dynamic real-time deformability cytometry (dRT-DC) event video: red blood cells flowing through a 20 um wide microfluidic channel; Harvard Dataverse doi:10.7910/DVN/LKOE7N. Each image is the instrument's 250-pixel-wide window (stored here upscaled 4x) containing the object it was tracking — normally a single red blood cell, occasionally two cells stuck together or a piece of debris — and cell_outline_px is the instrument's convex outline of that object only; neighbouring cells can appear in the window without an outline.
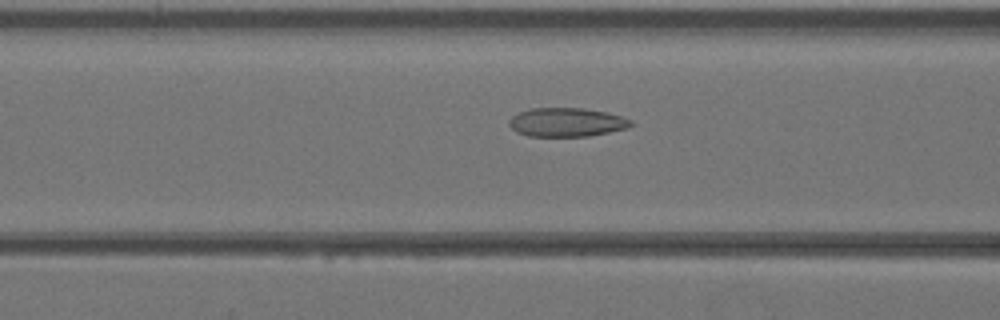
{"species": "Egyptian fruit bat (a non-hibernating species)", "species_latin": "Rousettus aegyptiacus", "temperature_condition": "warm", "stored_images_in_passage": 33, "camera_frame_rate_fps": 3000, "um_per_image_px": 0.085, "animal": {"sex": "female"}, "frame": {"image": 1, "passage_image": 8, "time_ms": 2.333, "image_size_px": [1000, 320], "cell_outline_px": [[632, 124], [628, 128], [588, 136], [528, 136], [516, 132], [508, 124], [508, 120], [512, 116], [520, 112], [532, 108], [584, 108], [608, 112], [632, 120]], "centroid_in_image_um": [48.15, 10.39], "position_along_channel_um": 118.4, "area_um2": 20.46}}
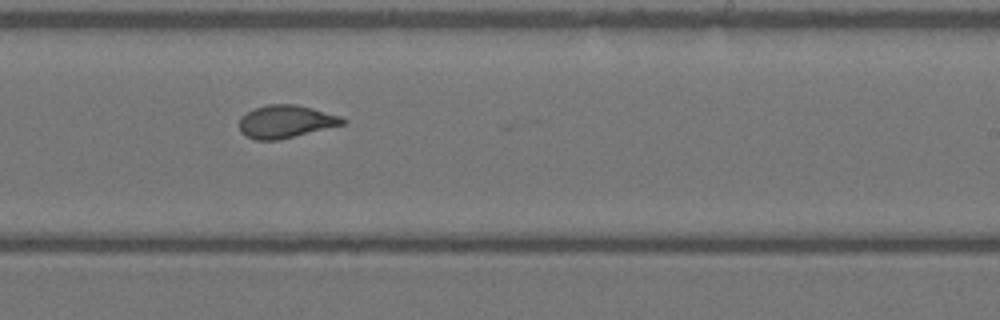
{"frame": {"image": 2, "passage_image": 17, "time_ms": 5.333, "image_size_px": [1000, 320], "cell_outline_px": [[348, 120], [344, 124], [276, 140], [256, 140], [244, 136], [240, 132], [240, 116], [256, 108], [268, 104], [296, 104], [312, 108], [340, 116]], "centroid_in_image_um": [24.26, 10.33], "position_along_channel_um": 264.7, "area_um2": 19.54}}
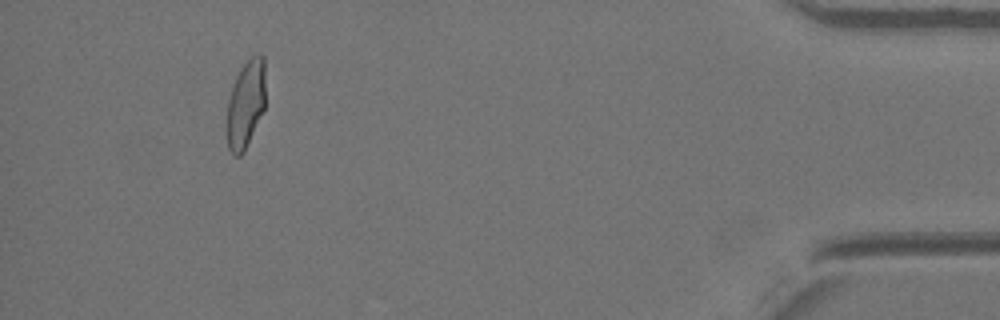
{"frame": {"image": 3, "passage_image": 30, "time_ms": 9.667, "image_size_px": [1000, 320], "cell_outline_px": [[264, 108], [244, 152], [240, 156], [232, 156], [228, 148], [224, 128], [228, 100], [236, 76], [244, 64], [252, 56], [260, 52], [264, 56]], "centroid_in_image_um": [20.83, 8.91], "position_along_channel_um": 414.4, "area_um2": 20.06}}